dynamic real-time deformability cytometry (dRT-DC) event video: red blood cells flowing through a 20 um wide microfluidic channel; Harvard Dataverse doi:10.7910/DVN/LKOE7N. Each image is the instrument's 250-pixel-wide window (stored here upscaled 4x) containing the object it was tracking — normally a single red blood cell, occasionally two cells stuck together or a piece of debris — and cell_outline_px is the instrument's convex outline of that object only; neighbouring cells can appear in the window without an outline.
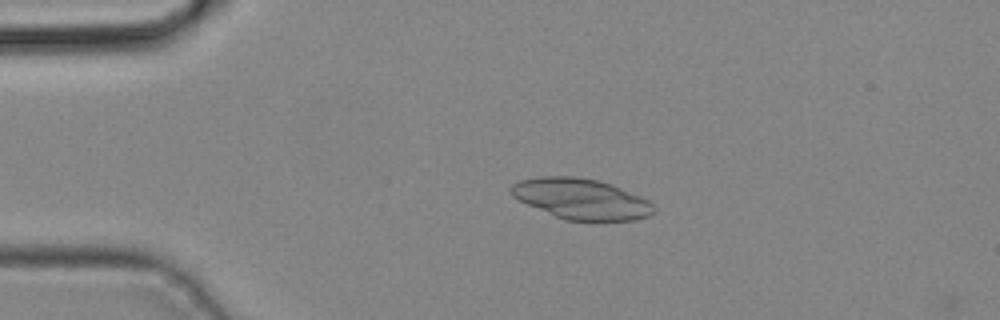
{"species": "common noctule bat (a hibernating species)", "species_latin": "Nyctalus noctula", "temperature_condition": "cold", "stored_images_in_passage": 42, "camera_frame_rate_fps": 3000, "um_per_image_px": 0.085, "animal": {"sex": "male", "body_mass_g": 19.2, "forearm_length_mm": 51.8}, "frame": {"image": 1, "passage_image": 9, "time_ms": 2.667, "image_size_px": [1000, 320], "cell_outline_px": [[656, 212], [648, 216], [636, 220], [568, 220], [556, 216], [528, 204], [512, 196], [508, 188], [512, 184], [520, 180], [540, 176], [576, 176], [600, 180], [612, 184], [640, 196], [648, 200], [656, 208]], "centroid_in_image_um": [49.42, 16.88], "position_along_channel_um": 35.6, "area_um2": 33.7}}